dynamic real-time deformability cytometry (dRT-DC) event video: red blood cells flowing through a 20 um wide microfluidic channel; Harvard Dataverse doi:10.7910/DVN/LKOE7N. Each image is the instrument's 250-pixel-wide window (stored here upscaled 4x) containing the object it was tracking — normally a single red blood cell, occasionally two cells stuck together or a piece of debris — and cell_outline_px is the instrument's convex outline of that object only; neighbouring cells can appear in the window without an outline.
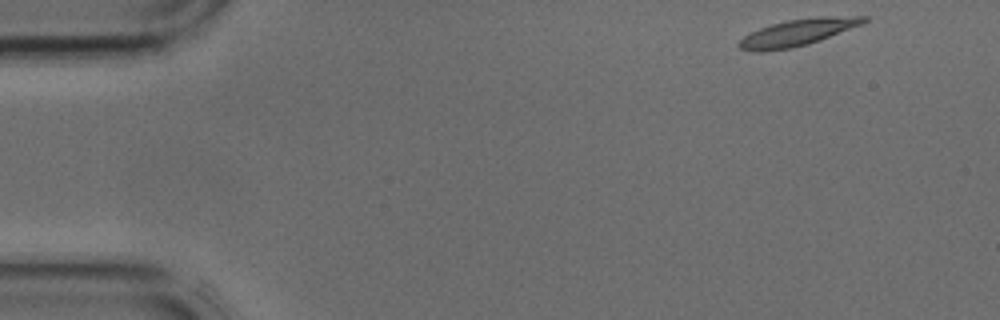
{"species": "common noctule bat (a hibernating species)", "species_latin": "Nyctalus noctula", "temperature_condition": "cold", "stored_images_in_passage": 40, "camera_frame_rate_fps": 3000, "um_per_image_px": 0.085, "animal": {"sex": "male", "body_mass_g": 17.9, "forearm_length_mm": 54.2}, "frame": {"image": 1, "passage_image": 1, "time_ms": 0.0, "image_size_px": [1000, 320], "cell_outline_px": [[868, 20], [860, 24], [820, 40], [808, 44], [792, 48], [760, 52], [752, 52], [740, 48], [736, 44], [744, 36], [760, 28], [772, 24], [788, 20], [816, 16], [868, 16]], "centroid_in_image_um": [67.76, 2.76], "position_along_channel_um": 17.2, "area_um2": 19.25}}
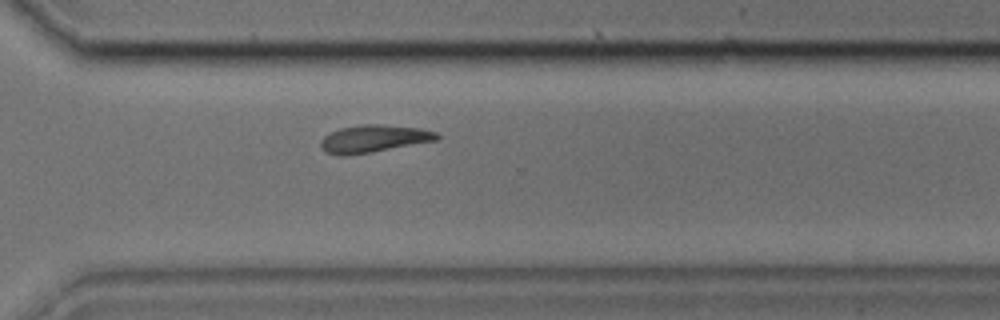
{"frame": {"image": 2, "passage_image": 28, "time_ms": 9.0, "image_size_px": [1000, 320], "cell_outline_px": [[440, 140], [372, 152], [344, 156], [340, 156], [324, 152], [320, 148], [320, 140], [324, 136], [340, 128], [364, 124], [380, 124], [420, 128], [436, 132], [440, 136]], "centroid_in_image_um": [31.77, 11.8], "position_along_channel_um": 338.8, "area_um2": 18.79}}
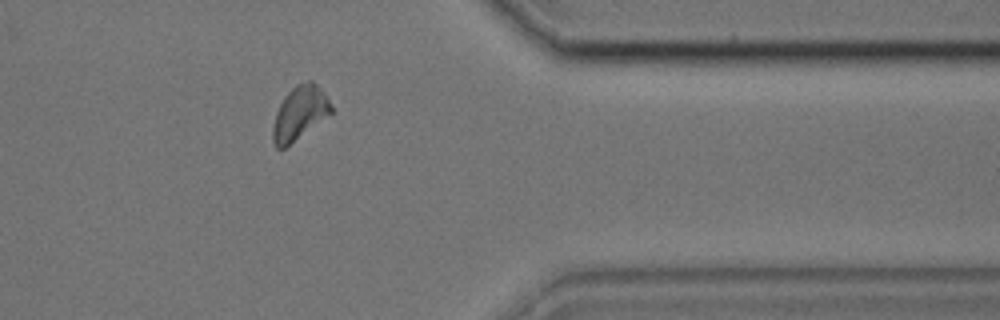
{"frame": {"image": 3, "passage_image": 32, "time_ms": 10.333, "image_size_px": [1000, 320], "cell_outline_px": [[332, 112], [284, 148], [276, 148], [272, 140], [272, 128], [276, 112], [284, 96], [296, 84], [308, 80], [312, 80], [324, 92], [332, 104]], "centroid_in_image_um": [25.45, 9.58], "position_along_channel_um": 385.9, "area_um2": 17.98}}